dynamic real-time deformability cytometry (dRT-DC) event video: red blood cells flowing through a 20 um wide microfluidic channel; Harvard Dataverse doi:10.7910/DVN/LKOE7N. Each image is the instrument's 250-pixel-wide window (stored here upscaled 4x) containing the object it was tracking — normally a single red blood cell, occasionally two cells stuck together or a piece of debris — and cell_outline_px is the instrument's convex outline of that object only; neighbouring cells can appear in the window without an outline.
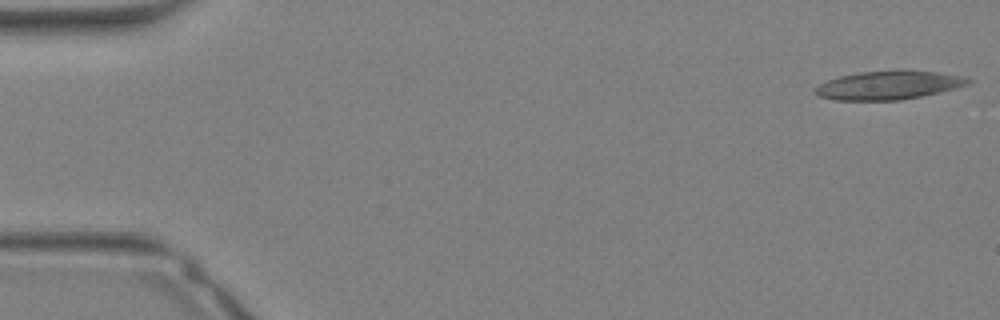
{"species": "Egyptian fruit bat (a non-hibernating species)", "species_latin": "Rousettus aegyptiacus", "temperature_condition": "warm", "stored_images_in_passage": 33, "camera_frame_rate_fps": 3000, "um_per_image_px": 0.085, "animal": {"sex": "female"}, "frame": {"image": 1, "passage_image": 1, "time_ms": 0.0, "image_size_px": [1000, 320], "cell_outline_px": [[972, 80], [968, 84], [956, 88], [920, 96], [900, 100], [832, 100], [820, 96], [812, 92], [820, 84], [828, 80], [840, 76], [860, 72], [900, 68], [936, 72], [968, 76]], "centroid_in_image_um": [75.56, 7.21], "position_along_channel_um": 9.4, "area_um2": 25.89}}
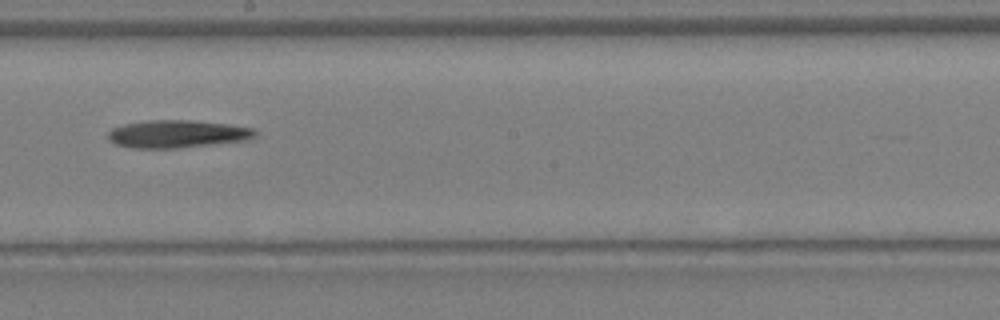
{"frame": {"image": 2, "passage_image": 19, "time_ms": 6.0, "image_size_px": [1000, 320], "cell_outline_px": [[256, 136], [248, 140], [176, 148], [128, 148], [116, 144], [108, 140], [108, 132], [112, 128], [124, 124], [148, 120], [192, 120], [228, 124], [252, 128], [256, 132]], "centroid_in_image_um": [15.04, 11.38], "position_along_channel_um": 233.2, "area_um2": 23.76}}
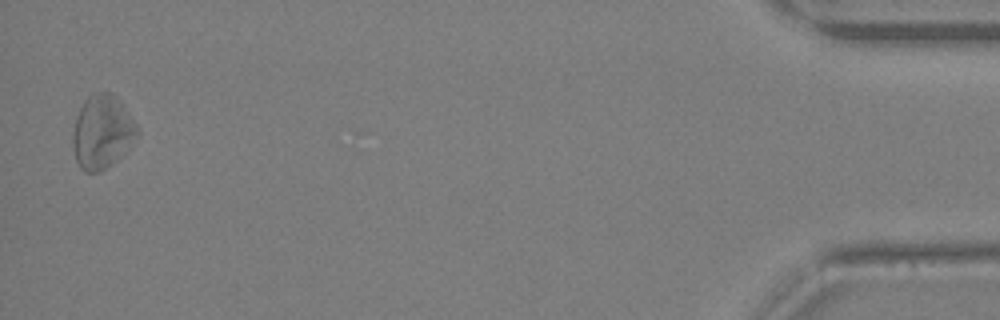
{"frame": {"image": 3, "passage_image": 33, "time_ms": 10.667, "image_size_px": [1000, 320], "cell_outline_px": [[140, 132], [116, 160], [100, 172], [84, 172], [80, 168], [76, 160], [72, 144], [72, 132], [76, 116], [84, 100], [92, 92], [112, 92], [120, 100], [136, 124]], "centroid_in_image_um": [8.65, 11.19], "position_along_channel_um": 426.6, "area_um2": 27.57}}